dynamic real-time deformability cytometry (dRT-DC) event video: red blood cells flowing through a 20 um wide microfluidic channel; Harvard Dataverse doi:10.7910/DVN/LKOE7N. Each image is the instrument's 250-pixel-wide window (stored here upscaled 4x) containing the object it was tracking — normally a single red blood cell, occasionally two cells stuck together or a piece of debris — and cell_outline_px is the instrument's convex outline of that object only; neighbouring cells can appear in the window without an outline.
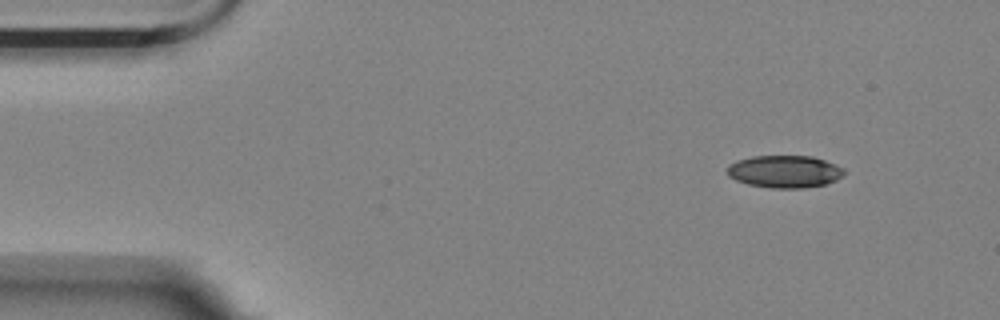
{"species": "Egyptian fruit bat (a non-hibernating species)", "species_latin": "Rousettus aegyptiacus", "temperature_condition": "room temperature", "stored_images_in_passage": 5, "camera_frame_rate_fps": 3000, "um_per_image_px": 0.085, "animal": {"sex": "female"}, "frame": {"image": 1, "passage_image": 1, "time_ms": 0.0, "image_size_px": [1000, 320], "cell_outline_px": [[844, 176], [836, 180], [824, 184], [804, 188], [772, 188], [748, 184], [736, 180], [728, 176], [728, 164], [736, 160], [752, 156], [812, 156], [824, 160], [844, 168]], "centroid_in_image_um": [66.68, 14.58], "position_along_channel_um": 18.3, "area_um2": 22.08}}
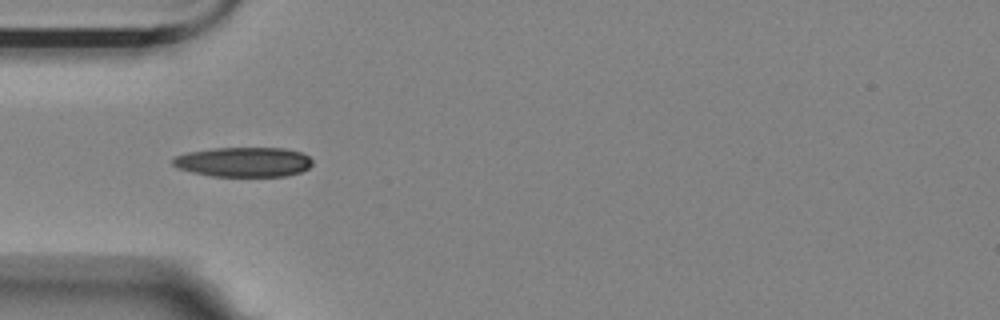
{"frame": {"image": 2, "passage_image": 4, "time_ms": 1.0, "image_size_px": [1000, 320], "cell_outline_px": [[312, 164], [308, 168], [300, 172], [284, 176], [212, 176], [192, 172], [176, 168], [172, 164], [172, 160], [176, 156], [188, 152], [212, 148], [284, 148], [300, 152], [308, 156], [312, 160]], "centroid_in_image_um": [20.69, 13.77], "position_along_channel_um": 64.3, "area_um2": 24.16}}
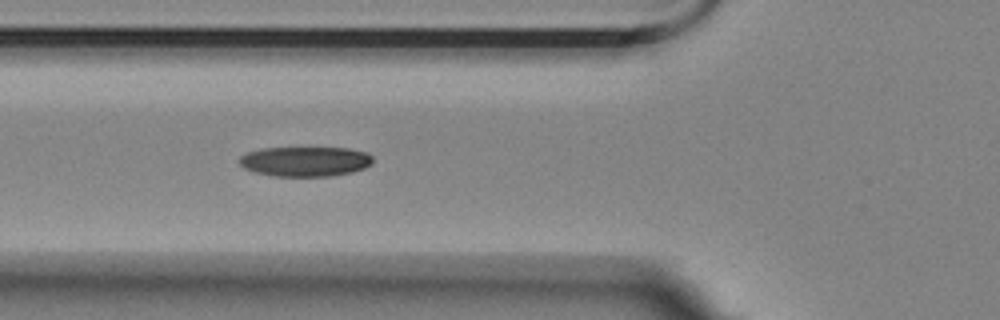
{"frame": {"image": 3, "passage_image": 5, "time_ms": 1.333, "image_size_px": [1000, 320], "cell_outline_px": [[372, 164], [364, 168], [352, 172], [332, 176], [272, 176], [256, 172], [244, 168], [240, 164], [240, 156], [248, 152], [260, 148], [348, 148], [368, 152], [372, 156]], "centroid_in_image_um": [25.96, 13.72], "position_along_channel_um": 99.8, "area_um2": 23.29}}